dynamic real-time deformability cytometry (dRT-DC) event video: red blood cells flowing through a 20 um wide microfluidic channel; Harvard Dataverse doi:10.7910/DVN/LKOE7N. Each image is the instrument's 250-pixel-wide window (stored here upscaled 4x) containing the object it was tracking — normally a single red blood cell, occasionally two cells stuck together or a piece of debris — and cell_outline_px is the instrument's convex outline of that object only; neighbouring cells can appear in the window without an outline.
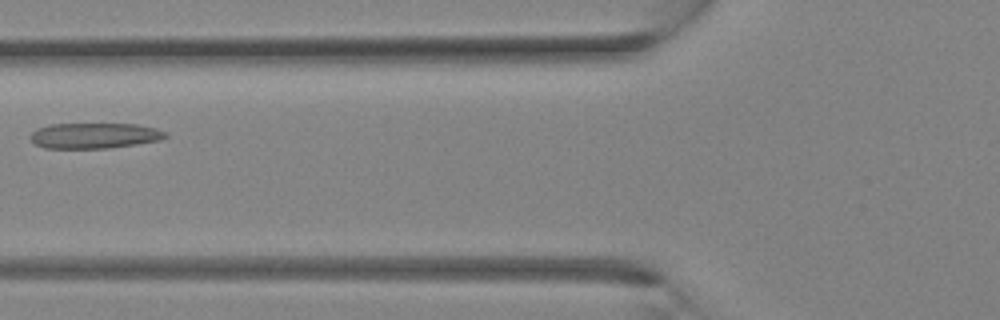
{"species": "Egyptian fruit bat (a non-hibernating species)", "species_latin": "Rousettus aegyptiacus", "temperature_condition": "room temperature", "stored_images_in_passage": 3, "camera_frame_rate_fps": 3000, "um_per_image_px": 0.085, "animal": {"sex": "female"}, "frame": {"image": 1, "passage_image": 3, "time_ms": 0.667, "image_size_px": [1000, 320], "cell_outline_px": [[168, 136], [160, 140], [136, 144], [108, 148], [44, 148], [36, 144], [28, 136], [36, 128], [48, 124], [136, 124], [156, 128], [168, 132]], "centroid_in_image_um": [8.02, 11.52], "position_along_channel_um": 117.8, "area_um2": 20.23}}